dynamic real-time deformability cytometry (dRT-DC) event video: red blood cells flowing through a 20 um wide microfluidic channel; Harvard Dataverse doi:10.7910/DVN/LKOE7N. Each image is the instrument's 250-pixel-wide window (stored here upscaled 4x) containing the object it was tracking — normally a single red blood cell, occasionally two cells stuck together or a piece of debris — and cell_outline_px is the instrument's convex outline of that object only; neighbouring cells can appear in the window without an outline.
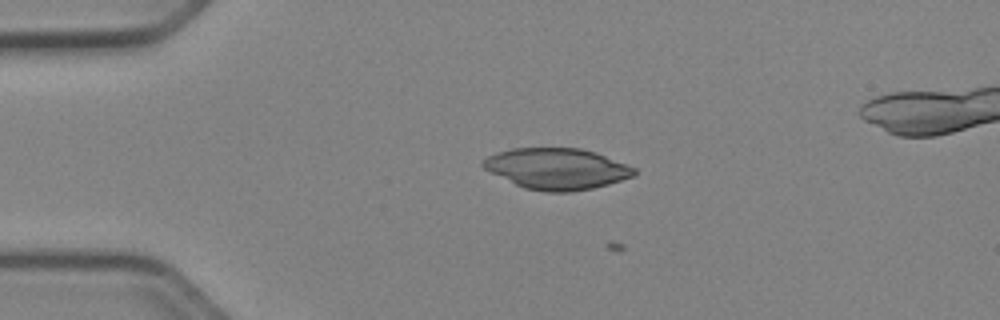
{"species": "Egyptian fruit bat (a non-hibernating species)", "species_latin": "Rousettus aegyptiacus", "temperature_condition": "cold", "stored_images_in_passage": 8, "camera_frame_rate_fps": 3000, "um_per_image_px": 0.085, "animal": {"sex": "female"}, "frame": {"image": 1, "passage_image": 7, "time_ms": 2.0, "image_size_px": [1000, 320], "cell_outline_px": [[636, 176], [608, 184], [592, 188], [572, 192], [544, 192], [524, 188], [484, 168], [480, 164], [480, 160], [496, 152], [512, 148], [580, 148], [596, 152], [636, 168]], "centroid_in_image_um": [47.34, 14.34], "position_along_channel_um": 37.7, "area_um2": 36.24}}